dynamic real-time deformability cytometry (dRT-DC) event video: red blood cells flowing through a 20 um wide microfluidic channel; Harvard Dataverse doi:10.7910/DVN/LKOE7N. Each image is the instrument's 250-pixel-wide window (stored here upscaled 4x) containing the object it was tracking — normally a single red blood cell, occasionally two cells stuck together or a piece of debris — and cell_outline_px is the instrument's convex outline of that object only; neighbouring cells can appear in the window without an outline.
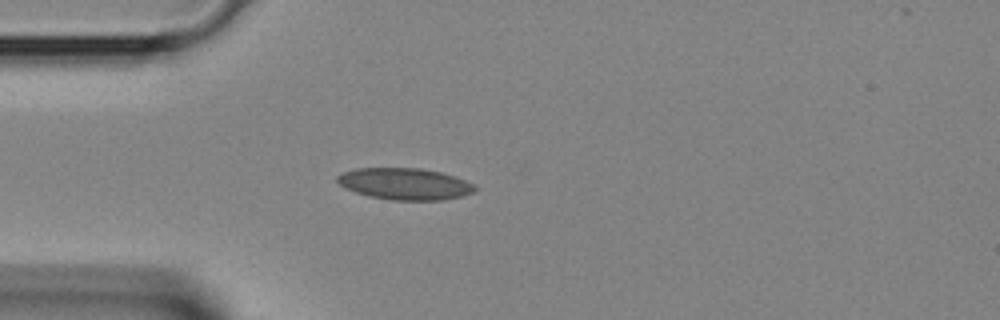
{"species": "Egyptian fruit bat (a non-hibernating species)", "species_latin": "Rousettus aegyptiacus", "temperature_condition": "room temperature", "stored_images_in_passage": 1, "camera_frame_rate_fps": 3000, "um_per_image_px": 0.085, "animal": {"sex": "female"}, "frame": {"image": 1, "passage_image": 1, "time_ms": 0.0, "image_size_px": [1000, 320], "cell_outline_px": [[476, 188], [472, 192], [460, 196], [440, 200], [392, 200], [368, 196], [344, 188], [336, 180], [336, 176], [340, 172], [356, 168], [420, 168], [440, 172], [456, 176], [472, 184]], "centroid_in_image_um": [34.34, 15.62], "position_along_channel_um": 50.7, "area_um2": 25.32}}